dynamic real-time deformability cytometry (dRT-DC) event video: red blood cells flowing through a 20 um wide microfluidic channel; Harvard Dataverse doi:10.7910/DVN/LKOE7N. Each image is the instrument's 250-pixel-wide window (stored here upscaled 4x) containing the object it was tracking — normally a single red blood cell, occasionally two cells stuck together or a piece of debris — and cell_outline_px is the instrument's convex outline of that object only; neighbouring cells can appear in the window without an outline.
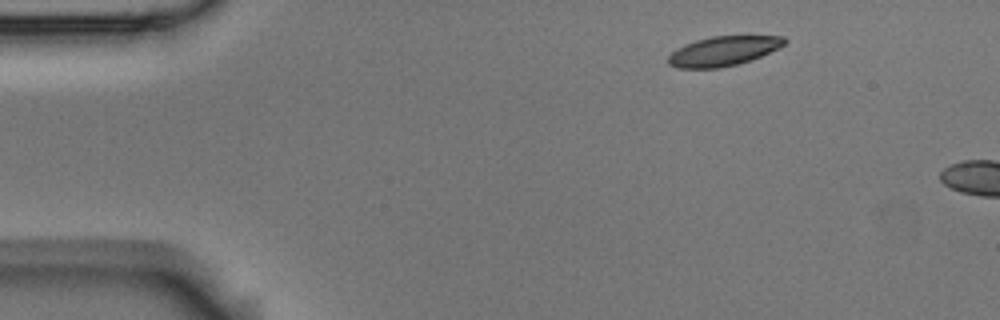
{"species": "Egyptian fruit bat (a non-hibernating species)", "species_latin": "Rousettus aegyptiacus", "temperature_condition": "room temperature", "stored_images_in_passage": 3, "camera_frame_rate_fps": 3000, "um_per_image_px": 0.085, "animal": {"sex": "male"}, "frame": {"image": 1, "passage_image": 3, "time_ms": 0.667, "image_size_px": [1000, 320], "cell_outline_px": [[788, 40], [784, 44], [752, 60], [720, 68], [676, 68], [668, 64], [668, 56], [676, 48], [684, 44], [696, 40], [712, 36], [784, 36]], "centroid_in_image_um": [61.44, 4.34], "position_along_channel_um": 23.6, "area_um2": 19.94}}